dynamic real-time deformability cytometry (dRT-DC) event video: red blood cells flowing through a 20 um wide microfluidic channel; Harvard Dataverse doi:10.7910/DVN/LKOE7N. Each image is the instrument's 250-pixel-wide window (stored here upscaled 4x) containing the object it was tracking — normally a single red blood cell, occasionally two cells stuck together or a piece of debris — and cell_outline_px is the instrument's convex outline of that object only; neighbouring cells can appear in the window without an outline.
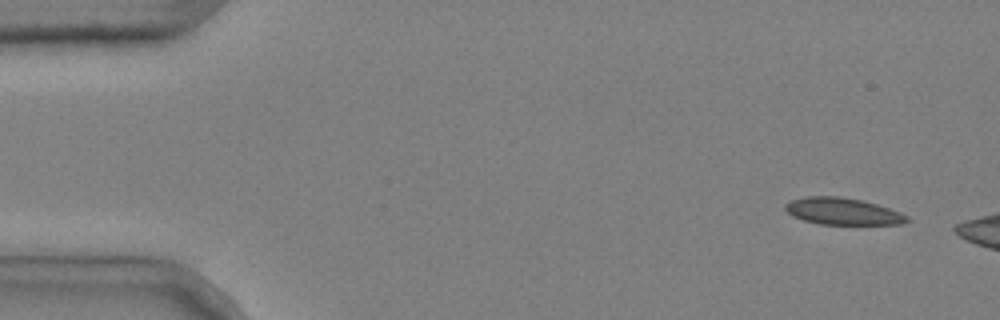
{"species": "common noctule bat (a hibernating species)", "species_latin": "Nyctalus noctula", "temperature_condition": "cold", "stored_images_in_passage": 3, "camera_frame_rate_fps": 3000, "um_per_image_px": 0.085, "animal": {"sex": "male", "body_mass_g": 20.4}, "frame": {"image": 1, "passage_image": 1, "time_ms": 0.0, "image_size_px": [1000, 320], "cell_outline_px": [[912, 220], [900, 224], [820, 224], [804, 220], [792, 216], [784, 208], [784, 204], [792, 200], [808, 196], [840, 196], [864, 200], [900, 212], [908, 216]], "centroid_in_image_um": [71.64, 17.96], "position_along_channel_um": 13.4, "area_um2": 19.07}}